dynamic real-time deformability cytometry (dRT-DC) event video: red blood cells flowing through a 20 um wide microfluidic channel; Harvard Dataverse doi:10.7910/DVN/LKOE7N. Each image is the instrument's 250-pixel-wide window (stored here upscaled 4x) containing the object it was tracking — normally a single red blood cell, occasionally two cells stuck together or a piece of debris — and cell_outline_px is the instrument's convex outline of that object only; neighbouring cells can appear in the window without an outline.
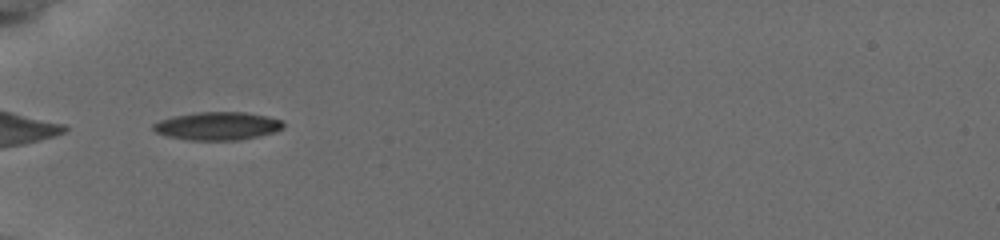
{"species": "common noctule bat (a hibernating species)", "species_latin": "Nyctalus noctula", "temperature_condition": "cold", "stored_images_in_passage": 10, "camera_frame_rate_fps": 3000, "um_per_image_px": 0.085, "animal": {"sex": "female", "body_mass_g": 19.5, "forearm_length_mm": 54.1}, "frame": {"image": 1, "passage_image": 1, "time_ms": 0.0, "image_size_px": [1000, 240], "cell_outline_px": [[284, 128], [276, 132], [240, 140], [192, 140], [168, 136], [156, 132], [152, 128], [152, 124], [160, 120], [172, 116], [196, 112], [244, 112], [284, 120]], "centroid_in_image_um": [18.51, 10.7], "position_along_channel_um": 66.5, "area_um2": 21.33}}
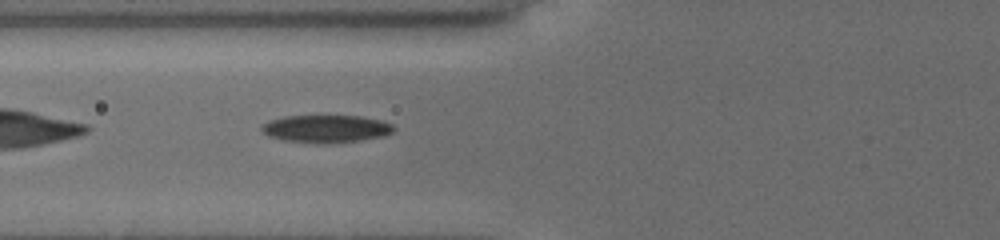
{"frame": {"image": 2, "passage_image": 7, "time_ms": 1.0, "image_size_px": [1000, 240], "cell_outline_px": [[392, 132], [384, 136], [360, 140], [324, 144], [284, 140], [268, 136], [260, 128], [260, 124], [268, 120], [284, 116], [360, 116], [380, 120], [392, 124]], "centroid_in_image_um": [27.66, 10.94], "position_along_channel_um": 98.1, "area_um2": 21.21}}